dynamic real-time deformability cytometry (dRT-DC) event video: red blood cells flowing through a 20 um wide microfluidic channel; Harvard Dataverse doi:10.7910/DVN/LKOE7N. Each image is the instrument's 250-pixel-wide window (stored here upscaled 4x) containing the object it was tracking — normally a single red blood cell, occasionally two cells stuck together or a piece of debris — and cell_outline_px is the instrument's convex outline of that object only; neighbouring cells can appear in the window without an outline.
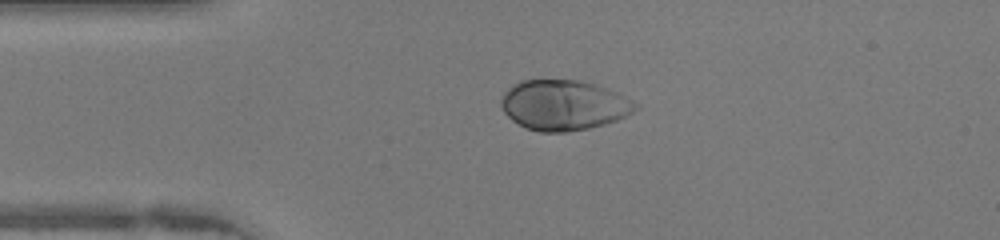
{"species": "human", "species_latin": "Homo sapiens", "temperature_condition": "warm", "stored_images_in_passage": 38, "camera_frame_rate_fps": 3000, "um_per_image_px": 0.085, "donor": {"sex": "female"}, "frame": {"image": 1, "passage_image": 1, "time_ms": 0.0, "image_size_px": [1000, 240], "cell_outline_px": [[640, 108], [628, 116], [604, 124], [588, 128], [568, 132], [540, 132], [524, 128], [512, 120], [504, 112], [500, 104], [500, 100], [504, 92], [512, 84], [520, 80], [580, 80], [596, 84], [616, 92], [640, 104]], "centroid_in_image_um": [47.92, 8.94], "position_along_channel_um": 37.1, "area_um2": 39.71}}
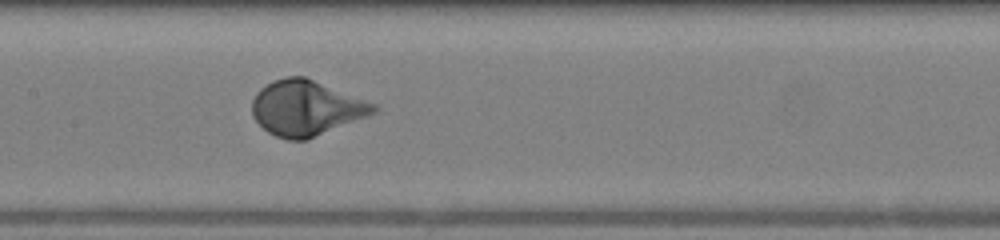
{"frame": {"image": 2, "passage_image": 13, "time_ms": 4.0, "image_size_px": [1000, 240], "cell_outline_px": [[380, 108], [376, 112], [368, 116], [308, 140], [288, 140], [276, 136], [268, 132], [252, 116], [252, 100], [256, 92], [260, 88], [272, 80], [284, 76], [304, 76], [376, 104]], "centroid_in_image_um": [26.01, 9.18], "position_along_channel_um": 181.4, "area_um2": 39.25}}
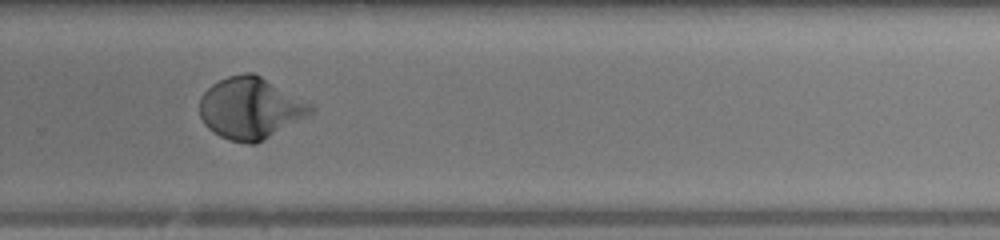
{"frame": {"image": 3, "passage_image": 22, "time_ms": 7.0, "image_size_px": [1000, 240], "cell_outline_px": [[316, 108], [308, 116], [264, 140], [256, 144], [248, 144], [228, 140], [220, 136], [208, 128], [204, 124], [200, 116], [200, 96], [212, 84], [228, 76], [244, 72], [252, 72], [260, 76], [312, 104]], "centroid_in_image_um": [21.28, 9.21], "position_along_channel_um": 308.5, "area_um2": 39.82}, "authors_computed_cell_mechanics": {"area_um2": 38.3214, "velocity_mm_per_s": 4.2508, "shape_relaxation_time_tau1_ms": 2.0107, "shape_relaxation_time_tau2_ms": null, "deformation_change_tau1": 0.1599, "deformation_change_tau2": null}}